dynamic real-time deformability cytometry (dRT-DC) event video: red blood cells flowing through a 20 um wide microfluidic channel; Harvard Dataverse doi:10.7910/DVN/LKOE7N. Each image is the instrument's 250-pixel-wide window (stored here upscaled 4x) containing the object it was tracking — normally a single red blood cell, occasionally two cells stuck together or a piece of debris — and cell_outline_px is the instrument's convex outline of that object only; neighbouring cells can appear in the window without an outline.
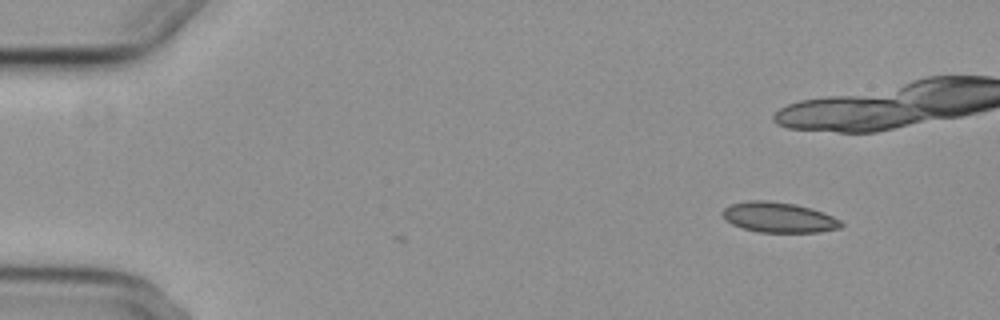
{"species": "common noctule bat (a hibernating species)", "species_latin": "Nyctalus noctula", "temperature_condition": "cold", "stored_images_in_passage": 4, "camera_frame_rate_fps": 3000, "um_per_image_px": 0.085, "animal": {"sex": "female", "body_mass_g": 29.2, "forearm_length_mm": 56.3}, "frame": {"image": 1, "passage_image": 1, "time_ms": 0.0, "image_size_px": [1000, 320], "cell_outline_px": [[844, 224], [840, 228], [820, 232], [760, 232], [744, 228], [732, 224], [724, 220], [720, 212], [724, 208], [732, 204], [748, 200], [768, 200], [796, 204], [832, 216], [840, 220]], "centroid_in_image_um": [66.15, 18.47], "position_along_channel_um": 18.8, "area_um2": 20.87}}